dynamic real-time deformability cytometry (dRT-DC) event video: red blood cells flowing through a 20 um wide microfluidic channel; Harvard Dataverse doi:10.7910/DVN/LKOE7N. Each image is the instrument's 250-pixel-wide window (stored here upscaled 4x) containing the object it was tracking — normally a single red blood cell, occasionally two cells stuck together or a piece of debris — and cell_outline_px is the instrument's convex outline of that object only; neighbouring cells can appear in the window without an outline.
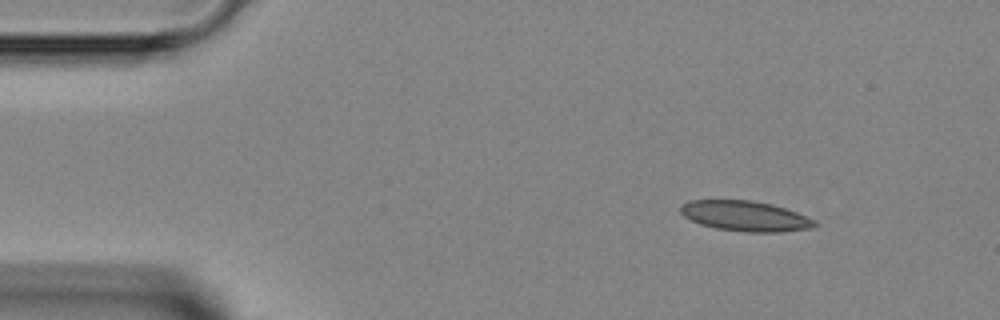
{"species": "Egyptian fruit bat (a non-hibernating species)", "species_latin": "Rousettus aegyptiacus", "temperature_condition": "room temperature", "stored_images_in_passage": 3, "camera_frame_rate_fps": 3000, "um_per_image_px": 0.085, "animal": {"sex": "female"}, "frame": {"image": 1, "passage_image": 1, "time_ms": 0.0, "image_size_px": [1000, 320], "cell_outline_px": [[820, 224], [812, 228], [780, 232], [748, 232], [716, 228], [700, 224], [684, 216], [680, 212], [680, 208], [688, 200], [752, 200], [772, 204], [796, 212], [816, 220]], "centroid_in_image_um": [63.38, 18.36], "position_along_channel_um": 21.6, "area_um2": 23.64}}